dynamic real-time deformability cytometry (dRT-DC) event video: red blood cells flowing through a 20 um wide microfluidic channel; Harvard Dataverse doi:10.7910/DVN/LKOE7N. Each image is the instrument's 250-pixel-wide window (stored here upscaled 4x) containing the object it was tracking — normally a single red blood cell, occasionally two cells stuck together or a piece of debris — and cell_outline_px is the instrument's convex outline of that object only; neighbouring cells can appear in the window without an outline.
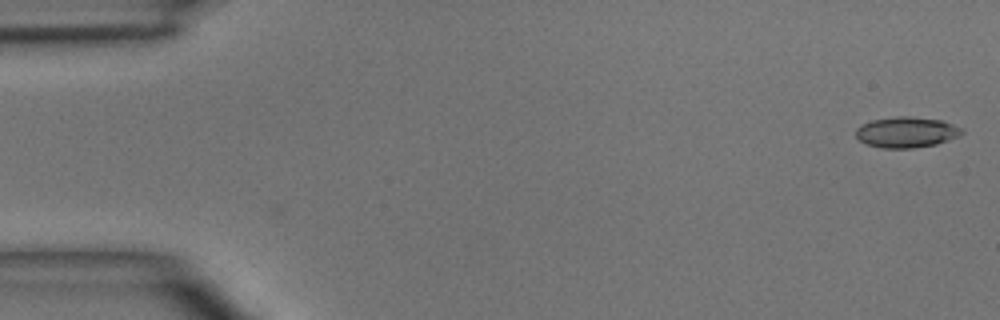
{"species": "common noctule bat (a hibernating species)", "species_latin": "Nyctalus noctula", "temperature_condition": "room temperature", "stored_images_in_passage": 2, "camera_frame_rate_fps": 3000, "um_per_image_px": 0.085, "animal": {"sex": "male", "body_mass_g": 15.6}, "frame": {"image": 1, "passage_image": 2, "time_ms": 1.333, "image_size_px": [1000, 320], "cell_outline_px": [[964, 132], [960, 136], [936, 144], [912, 148], [884, 148], [868, 144], [860, 140], [856, 136], [856, 128], [860, 124], [872, 120], [896, 116], [908, 116], [940, 120], [952, 124], [960, 128]], "centroid_in_image_um": [77.03, 11.23], "position_along_channel_um": 8.0, "area_um2": 18.84}}